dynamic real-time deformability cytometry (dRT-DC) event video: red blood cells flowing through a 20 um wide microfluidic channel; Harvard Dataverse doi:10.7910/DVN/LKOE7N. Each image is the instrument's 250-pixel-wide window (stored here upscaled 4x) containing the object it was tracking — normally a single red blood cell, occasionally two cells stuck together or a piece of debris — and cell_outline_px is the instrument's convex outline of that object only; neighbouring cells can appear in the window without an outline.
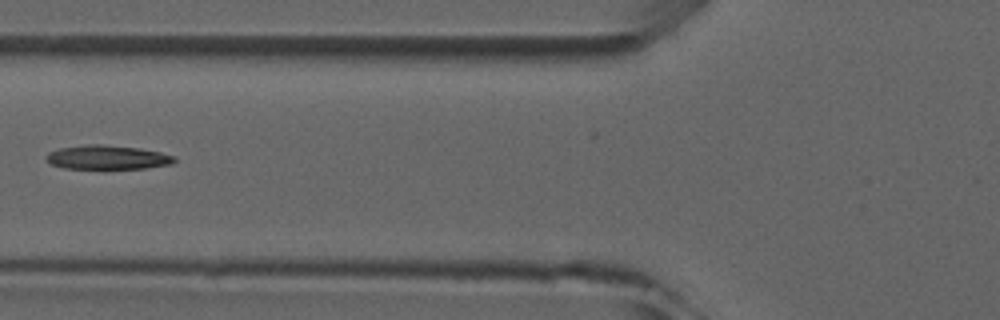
{"species": "common noctule bat (a hibernating species)", "species_latin": "Nyctalus noctula", "temperature_condition": "room temperature", "stored_images_in_passage": 5, "camera_frame_rate_fps": 3000, "um_per_image_px": 0.085, "animal": {"sex": "male", "forearm_length_mm": 52.5}, "frame": {"image": 1, "passage_image": 5, "time_ms": 5.333, "image_size_px": [1000, 320], "cell_outline_px": [[176, 160], [172, 164], [144, 168], [64, 168], [52, 164], [44, 156], [48, 152], [60, 148], [88, 144], [100, 144], [136, 148], [160, 152], [176, 156]], "centroid_in_image_um": [9.13, 13.37], "position_along_channel_um": 116.7, "area_um2": 17.74}}